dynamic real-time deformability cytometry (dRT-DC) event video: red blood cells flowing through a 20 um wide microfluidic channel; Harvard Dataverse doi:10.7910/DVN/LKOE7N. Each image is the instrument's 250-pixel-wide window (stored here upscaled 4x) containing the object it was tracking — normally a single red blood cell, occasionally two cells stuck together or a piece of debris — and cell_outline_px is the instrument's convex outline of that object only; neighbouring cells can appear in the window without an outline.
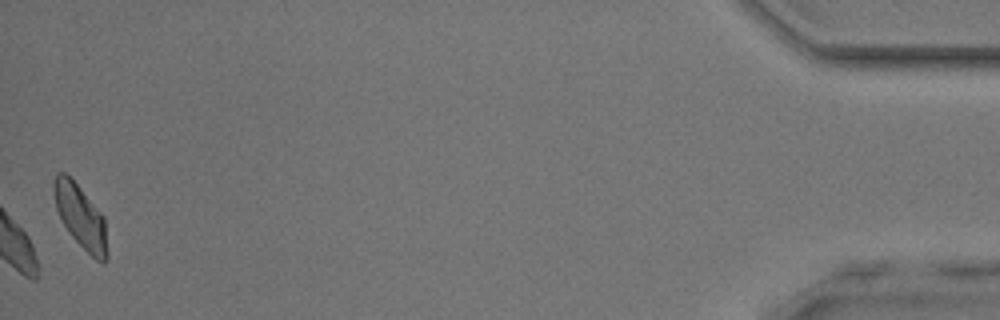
{"species": "common noctule bat (a hibernating species)", "species_latin": "Nyctalus noctula", "temperature_condition": "room temperature", "stored_images_in_passage": 40, "camera_frame_rate_fps": 3000, "um_per_image_px": 0.085, "animal": {"sex": "male", "body_mass_g": 17.9, "forearm_length_mm": 54.2}, "frame": {"image": 1, "passage_image": 40, "time_ms": 13.0, "image_size_px": [1000, 320], "cell_outline_px": [[108, 260], [104, 264], [96, 260], [68, 232], [56, 208], [52, 192], [52, 184], [56, 172], [64, 172], [80, 188], [104, 216], [108, 252]], "centroid_in_image_um": [6.85, 18.42], "position_along_channel_um": 428.3, "area_um2": 19.65}}